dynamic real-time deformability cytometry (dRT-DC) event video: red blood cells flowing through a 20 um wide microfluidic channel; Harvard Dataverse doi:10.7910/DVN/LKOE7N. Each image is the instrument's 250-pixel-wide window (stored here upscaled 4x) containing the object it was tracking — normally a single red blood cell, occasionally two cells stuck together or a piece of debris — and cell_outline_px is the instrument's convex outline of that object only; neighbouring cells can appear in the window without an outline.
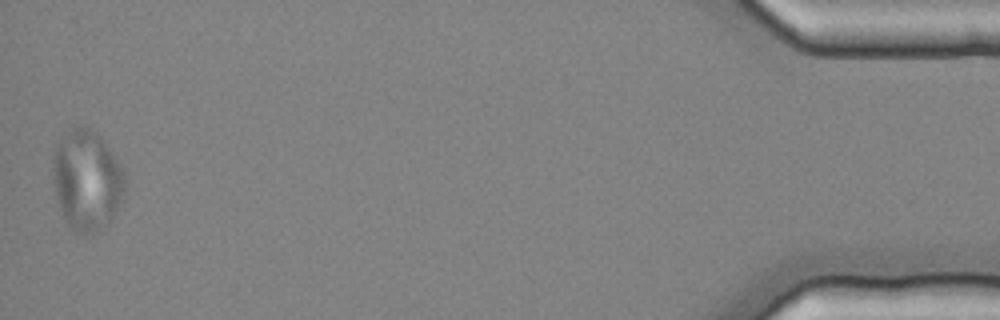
{"species": "common noctule bat (a hibernating species)", "species_latin": "Nyctalus noctula", "temperature_condition": "cold", "stored_images_in_passage": 40, "camera_frame_rate_fps": 3000, "um_per_image_px": 0.085, "animal": {"sex": "female", "body_mass_g": 25.1}, "frame": {"image": 1, "passage_image": 40, "time_ms": 13.0, "image_size_px": [1000, 320], "cell_outline_px": [[124, 200], [112, 216], [96, 232], [88, 236], [84, 236], [76, 232], [64, 220], [56, 196], [52, 180], [52, 176], [56, 148], [60, 136], [72, 128], [80, 124], [84, 124], [92, 128], [100, 136], [120, 164], [124, 172]], "centroid_in_image_um": [7.37, 15.3], "position_along_channel_um": 427.8, "area_um2": 42.31}}